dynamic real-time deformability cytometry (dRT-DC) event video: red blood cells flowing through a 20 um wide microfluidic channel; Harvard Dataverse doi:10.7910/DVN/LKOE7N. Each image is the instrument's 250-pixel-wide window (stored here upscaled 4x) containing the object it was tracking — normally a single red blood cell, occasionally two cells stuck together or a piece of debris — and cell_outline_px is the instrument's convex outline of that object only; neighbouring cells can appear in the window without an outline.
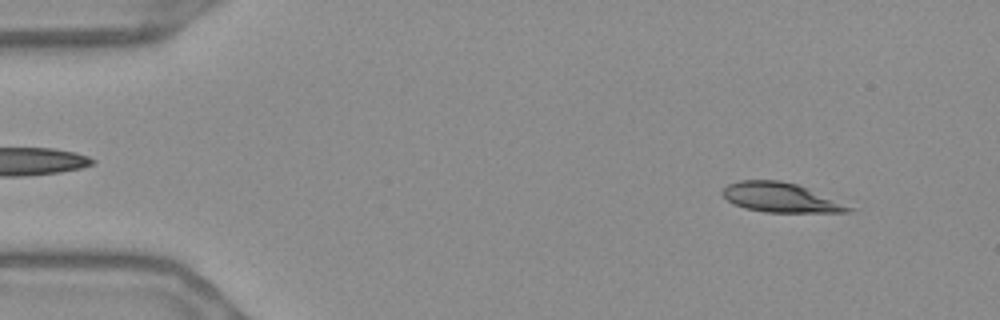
{"species": "Egyptian fruit bat (a non-hibernating species)", "species_latin": "Rousettus aegyptiacus", "temperature_condition": "warm", "stored_images_in_passage": 54, "camera_frame_rate_fps": 3000, "um_per_image_px": 0.085, "frame": {"image": 1, "passage_image": 5, "time_ms": 1.333, "image_size_px": [1000, 320], "cell_outline_px": [[856, 208], [848, 212], [764, 212], [744, 208], [732, 204], [720, 192], [728, 184], [740, 180], [780, 180], [796, 184]], "centroid_in_image_um": [66.31, 16.79], "position_along_channel_um": 18.7, "area_um2": 21.5}}
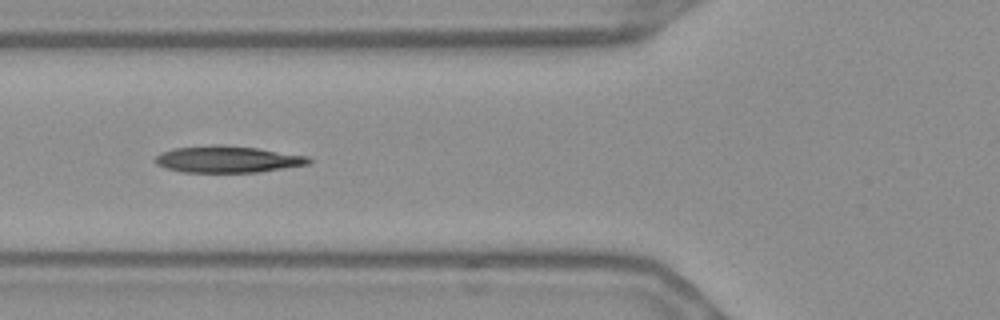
{"frame": {"image": 2, "passage_image": 20, "time_ms": 6.333, "image_size_px": [1000, 320], "cell_outline_px": [[312, 160], [308, 164], [260, 172], [184, 172], [168, 168], [156, 164], [156, 156], [160, 152], [172, 148], [212, 144], [220, 144], [256, 148], [308, 156]], "centroid_in_image_um": [19.33, 13.53], "position_along_channel_um": 106.5, "area_um2": 23.81}}
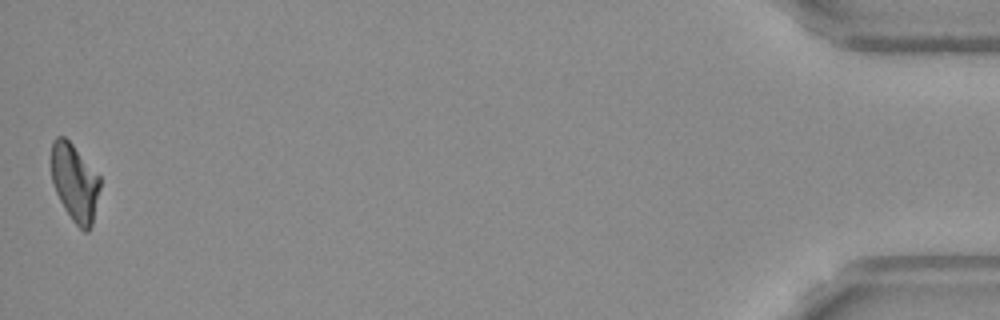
{"frame": {"image": 3, "passage_image": 54, "time_ms": 17.667, "image_size_px": [1000, 320], "cell_outline_px": [[100, 188], [92, 224], [88, 232], [84, 232], [72, 220], [64, 208], [56, 192], [52, 180], [52, 140], [56, 136], [64, 136], [72, 144], [100, 176]], "centroid_in_image_um": [6.36, 15.52], "position_along_channel_um": 428.8, "area_um2": 21.79}, "authors_computed_cell_mechanics": {"area_um2": 23.3512, "velocity_mm_per_s": 3.675, "shape_relaxation_time_tau1_ms": 8.8694, "shape_relaxation_time_tau2_ms": 4.073, "deformation_change_tau1": 0.2148, "deformation_change_tau2": 0.1126}}